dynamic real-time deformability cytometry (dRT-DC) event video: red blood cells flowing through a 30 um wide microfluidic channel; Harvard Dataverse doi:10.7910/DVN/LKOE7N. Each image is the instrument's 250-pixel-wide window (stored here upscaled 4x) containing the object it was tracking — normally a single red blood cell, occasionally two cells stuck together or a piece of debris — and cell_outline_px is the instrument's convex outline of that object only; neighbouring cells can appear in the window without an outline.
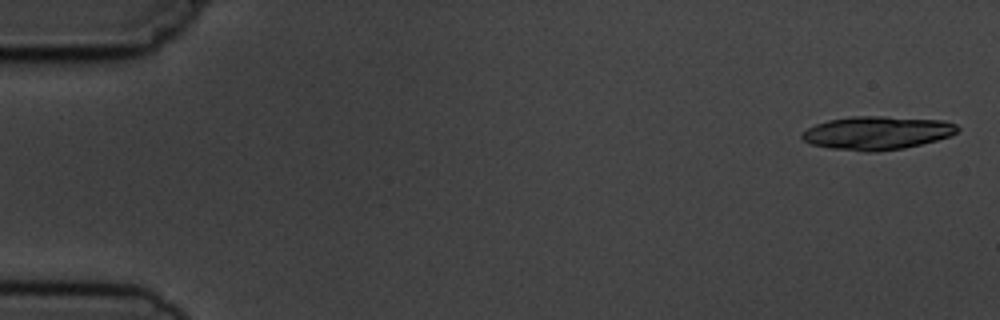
{"species": "common noctule bat (a hibernating species)", "species_latin": "Nyctalus noctula", "temperature_condition": "cold", "stored_images_in_passage": 7, "camera_frame_rate_fps": 3000, "um_per_image_px": 0.085, "animal": {"sex": "male", "body_mass_g": 19.5, "forearm_length_mm": 54.6}, "frame": {"image": 1, "passage_image": 1, "time_ms": 0.0, "image_size_px": [1000, 320], "cell_outline_px": [[960, 128], [952, 136], [904, 148], [876, 152], [864, 152], [828, 148], [812, 144], [804, 140], [800, 136], [808, 128], [816, 124], [828, 120], [852, 116], [884, 116], [944, 120], [956, 124]], "centroid_in_image_um": [74.57, 11.3], "position_along_channel_um": 10.4, "area_um2": 30.35}}
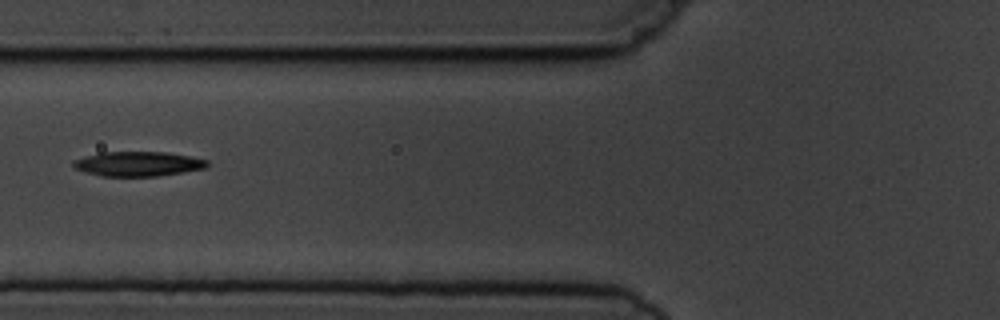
{"frame": {"image": 2, "passage_image": 6, "time_ms": 6.667, "image_size_px": [1000, 320], "cell_outline_px": [[208, 164], [204, 168], [184, 172], [156, 176], [100, 176], [84, 172], [76, 168], [72, 164], [72, 160], [100, 152], [164, 152], [192, 156], [208, 160]], "centroid_in_image_um": [11.72, 13.92], "position_along_channel_um": 114.1, "area_um2": 19.25}}
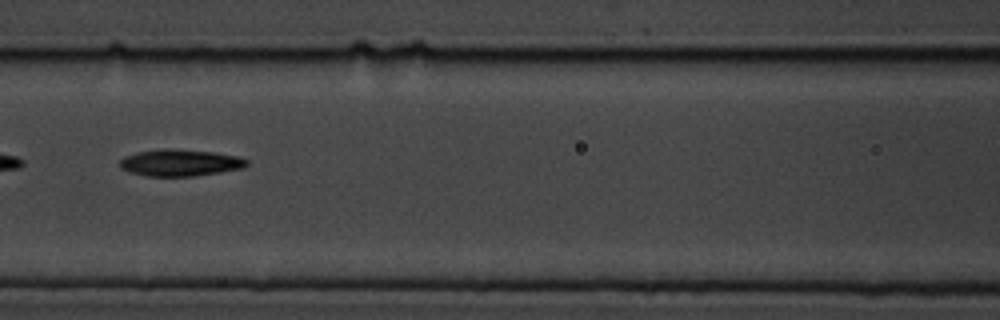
{"frame": {"image": 3, "passage_image": 7, "time_ms": 7.667, "image_size_px": [1000, 320], "cell_outline_px": [[248, 164], [244, 168], [220, 172], [192, 176], [148, 176], [132, 172], [120, 168], [120, 160], [124, 156], [136, 152], [212, 152], [236, 156], [248, 160]], "centroid_in_image_um": [15.35, 13.89], "position_along_channel_um": 151.3, "area_um2": 18.5}}